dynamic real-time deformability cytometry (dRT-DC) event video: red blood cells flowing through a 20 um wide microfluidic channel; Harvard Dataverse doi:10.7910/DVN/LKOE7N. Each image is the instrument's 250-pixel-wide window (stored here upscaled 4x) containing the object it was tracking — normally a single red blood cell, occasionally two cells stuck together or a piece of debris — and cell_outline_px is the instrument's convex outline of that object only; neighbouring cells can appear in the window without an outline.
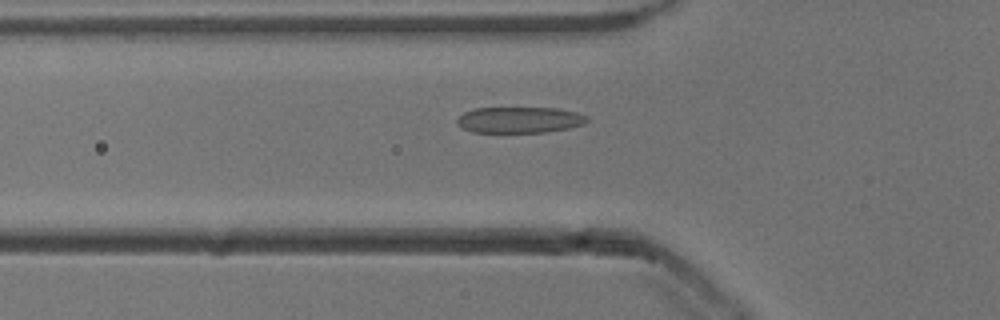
{"species": "common noctule bat (a hibernating species)", "species_latin": "Nyctalus noctula", "temperature_condition": "cold", "stored_images_in_passage": 53, "camera_frame_rate_fps": 3000, "um_per_image_px": 0.085, "animal": {"sex": "male", "body_mass_g": 13.3}, "frame": {"image": 1, "passage_image": 18, "time_ms": 5.667, "image_size_px": [1000, 320], "cell_outline_px": [[588, 120], [584, 124], [568, 128], [548, 132], [472, 132], [464, 128], [456, 120], [464, 112], [472, 108], [556, 108], [576, 112], [588, 116]], "centroid_in_image_um": [44.19, 10.18], "position_along_channel_um": 81.6, "area_um2": 19.65}}
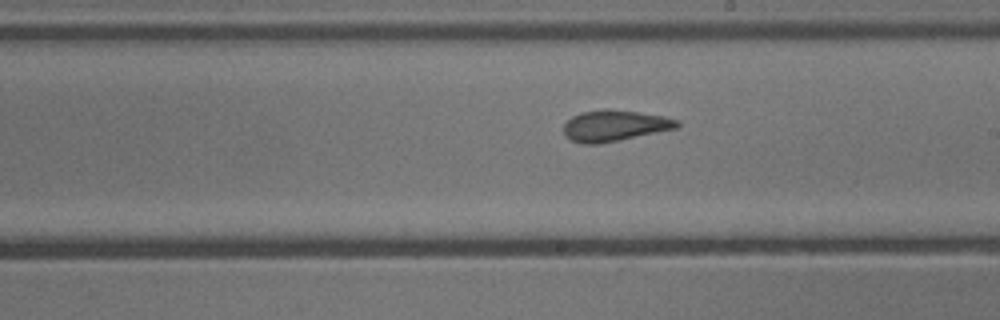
{"frame": {"image": 2, "passage_image": 30, "time_ms": 9.667, "image_size_px": [1000, 320], "cell_outline_px": [[680, 124], [676, 128], [620, 140], [600, 144], [584, 144], [572, 140], [564, 132], [564, 124], [572, 116], [580, 112], [604, 108], [608, 108], [640, 112], [664, 116], [676, 120]], "centroid_in_image_um": [52.22, 10.66], "position_along_channel_um": 236.8, "area_um2": 20.52}}
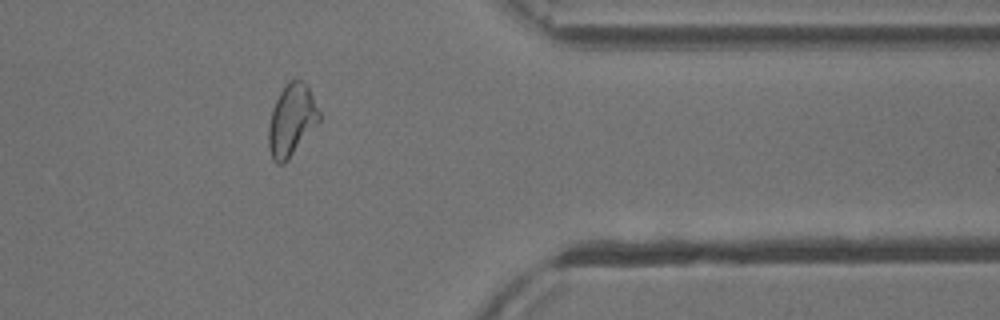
{"frame": {"image": 3, "passage_image": 43, "time_ms": 14.0, "image_size_px": [1000, 320], "cell_outline_px": [[320, 120], [288, 160], [284, 164], [276, 164], [272, 160], [268, 148], [268, 128], [272, 108], [280, 92], [288, 80], [304, 80], [308, 84], [320, 112]], "centroid_in_image_um": [24.78, 10.21], "position_along_channel_um": 386.6, "area_um2": 21.39}, "authors_computed_cell_mechanics": {"area_um2": 21.3282, "velocity_mm_per_s": 3.8476, "shape_relaxation_time_tau1_ms": 4.4562, "shape_relaxation_time_tau2_ms": 1.165, "deformation_change_tau1": 0.1373, "deformation_change_tau2": 0.0916}}